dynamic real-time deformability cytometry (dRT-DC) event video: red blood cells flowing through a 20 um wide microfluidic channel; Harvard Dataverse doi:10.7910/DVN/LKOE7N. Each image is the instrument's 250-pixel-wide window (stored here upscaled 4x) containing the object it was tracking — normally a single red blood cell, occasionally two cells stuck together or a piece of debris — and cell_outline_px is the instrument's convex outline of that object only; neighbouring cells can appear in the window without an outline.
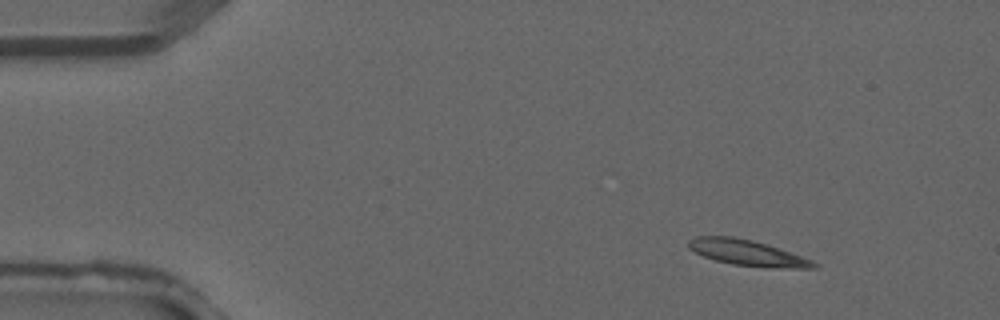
{"species": "common noctule bat (a hibernating species)", "species_latin": "Nyctalus noctula", "temperature_condition": "warm", "stored_images_in_passage": 3, "camera_frame_rate_fps": 3000, "um_per_image_px": 0.085, "animal": {"sex": "male", "forearm_length_mm": 52.5}, "frame": {"image": 1, "passage_image": 1, "time_ms": 0.0, "image_size_px": [1000, 320], "cell_outline_px": [[820, 264], [816, 268], [772, 268], [732, 264], [716, 260], [704, 256], [688, 248], [688, 240], [696, 236], [732, 236], [752, 240], [768, 244], [812, 260]], "centroid_in_image_um": [63.55, 21.49], "position_along_channel_um": 21.5, "area_um2": 18.79}}
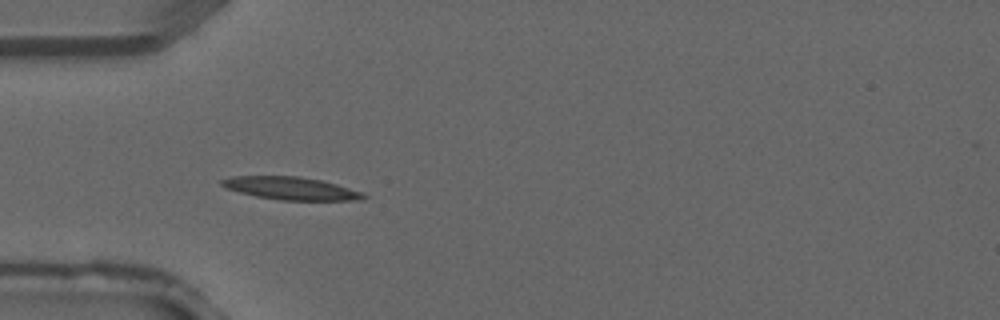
{"frame": {"image": 2, "passage_image": 3, "time_ms": 0.667, "image_size_px": [1000, 320], "cell_outline_px": [[368, 196], [364, 200], [280, 200], [256, 196], [240, 192], [228, 188], [220, 184], [220, 180], [232, 176], [296, 176], [320, 180], [336, 184], [364, 192]], "centroid_in_image_um": [24.77, 16.01], "position_along_channel_um": 60.2, "area_um2": 18.73}}